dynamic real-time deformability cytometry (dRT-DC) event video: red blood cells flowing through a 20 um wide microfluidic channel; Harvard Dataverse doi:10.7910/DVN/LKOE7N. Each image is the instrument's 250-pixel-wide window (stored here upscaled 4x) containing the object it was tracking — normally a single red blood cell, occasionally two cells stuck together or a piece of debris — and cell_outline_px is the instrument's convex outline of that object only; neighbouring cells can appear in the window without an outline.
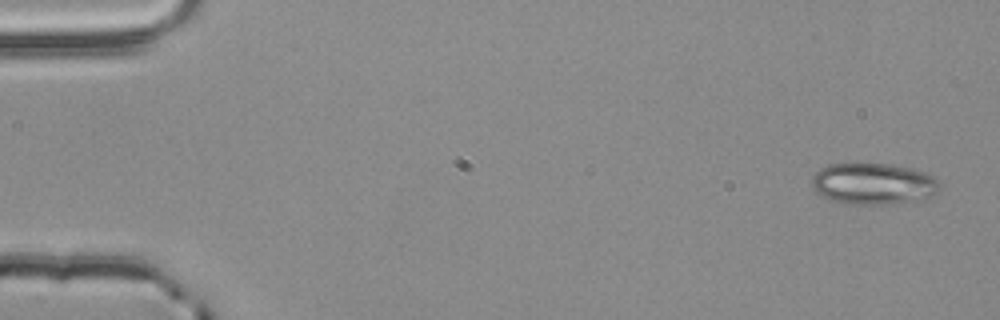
{"species": "common noctule bat (a hibernating species)", "species_latin": "Nyctalus noctula", "temperature_condition": "room temperature", "stored_images_in_passage": 4, "camera_frame_rate_fps": 3000, "um_per_image_px": 0.085, "animal": {"sex": "male", "body_mass_g": 20.4}, "frame": {"image": 1, "passage_image": 1, "time_ms": 0.0, "image_size_px": [1000, 320], "cell_outline_px": [[940, 188], [936, 192], [924, 200], [884, 204], [848, 204], [832, 200], [816, 192], [812, 188], [812, 176], [820, 168], [832, 164], [888, 164], [908, 168], [924, 172], [932, 176], [940, 184]], "centroid_in_image_um": [74.23, 15.63], "position_along_channel_um": 10.8, "area_um2": 30.63}}